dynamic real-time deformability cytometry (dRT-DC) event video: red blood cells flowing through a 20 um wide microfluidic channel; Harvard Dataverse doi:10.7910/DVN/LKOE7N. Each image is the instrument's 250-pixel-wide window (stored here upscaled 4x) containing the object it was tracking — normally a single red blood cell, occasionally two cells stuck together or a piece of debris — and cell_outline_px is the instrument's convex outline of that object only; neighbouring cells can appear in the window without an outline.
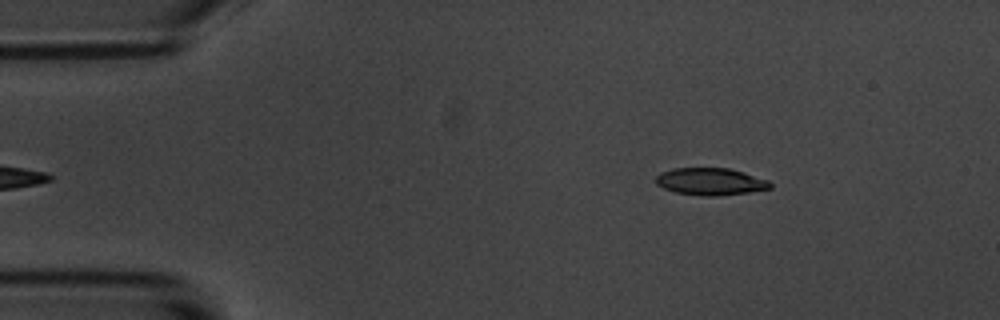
{"species": "common noctule bat (a hibernating species)", "species_latin": "Nyctalus noctula", "temperature_condition": "room temperature", "stored_images_in_passage": 5, "camera_frame_rate_fps": 3000, "um_per_image_px": 0.085, "animal": {"sex": "male", "body_mass_g": 20.1, "forearm_length_mm": 53.5}, "frame": {"image": 1, "passage_image": 5, "time_ms": 4.667, "image_size_px": [1000, 320], "cell_outline_px": [[772, 188], [748, 192], [716, 196], [700, 196], [676, 192], [664, 188], [656, 184], [656, 176], [660, 172], [672, 168], [728, 168], [744, 172], [768, 180], [772, 184]], "centroid_in_image_um": [60.38, 15.43], "position_along_channel_um": 24.6, "area_um2": 18.15}}